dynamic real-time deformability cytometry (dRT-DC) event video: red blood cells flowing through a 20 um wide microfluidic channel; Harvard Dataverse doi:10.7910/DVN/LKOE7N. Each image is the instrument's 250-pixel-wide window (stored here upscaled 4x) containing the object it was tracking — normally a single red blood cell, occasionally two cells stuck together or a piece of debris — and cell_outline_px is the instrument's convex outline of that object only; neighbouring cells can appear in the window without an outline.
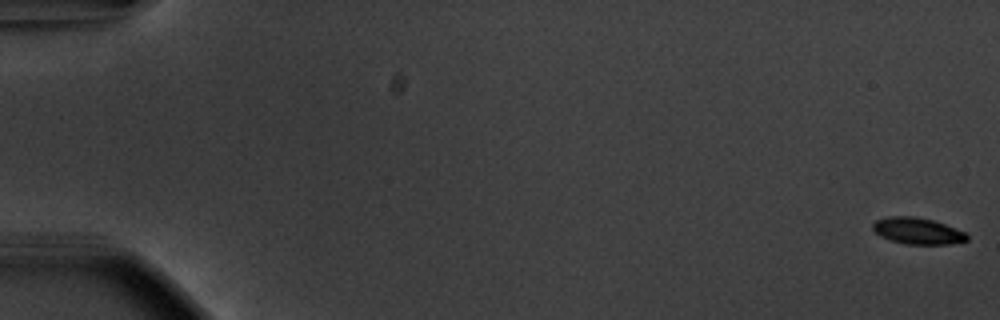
{"species": "common noctule bat (a hibernating species)", "species_latin": "Nyctalus noctula", "temperature_condition": "warm", "stored_images_in_passage": 56, "camera_frame_rate_fps": 3000, "um_per_image_px": 0.085, "animal": {"sex": "male", "body_mass_g": 20.1, "forearm_length_mm": 53.5}, "frame": {"image": 1, "passage_image": 1, "time_ms": 0.0, "image_size_px": [1000, 320], "cell_outline_px": [[968, 240], [948, 244], [904, 244], [888, 240], [880, 236], [872, 228], [872, 224], [876, 220], [888, 216], [912, 216], [932, 220], [944, 224], [964, 232], [968, 236]], "centroid_in_image_um": [77.94, 19.63], "position_along_channel_um": 7.1, "area_um2": 14.45}}
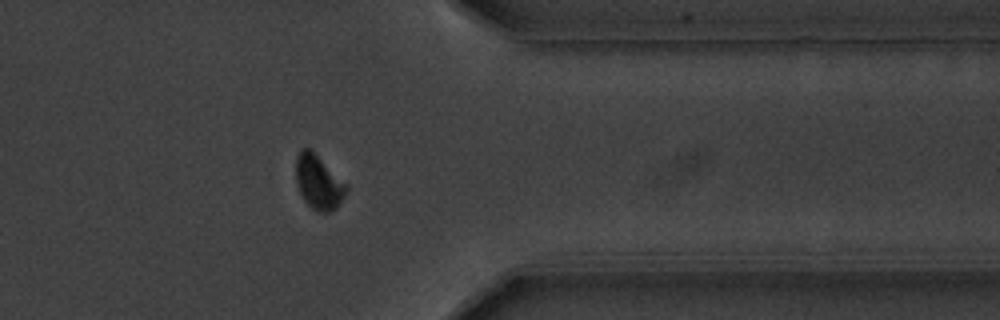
{"frame": {"image": 2, "passage_image": 46, "time_ms": 15.0, "image_size_px": [1000, 320], "cell_outline_px": [[348, 192], [336, 208], [328, 212], [316, 212], [304, 200], [296, 184], [296, 156], [300, 148], [308, 148], [348, 184]], "centroid_in_image_um": [27.09, 15.51], "position_along_channel_um": 384.3, "area_um2": 15.9}}
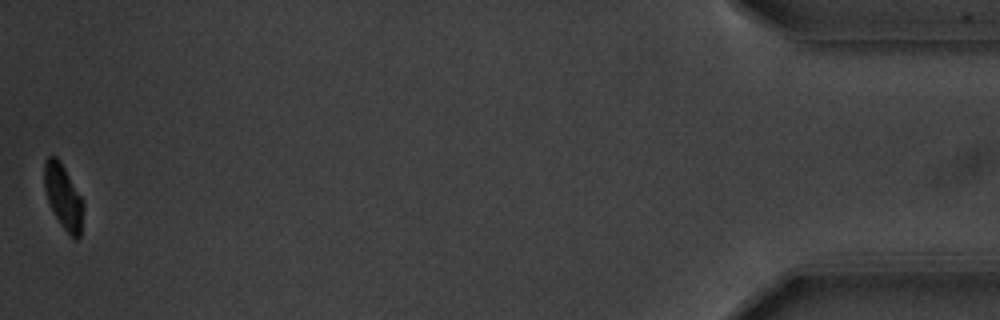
{"frame": {"image": 3, "passage_image": 56, "time_ms": 18.333, "image_size_px": [1000, 320], "cell_outline_px": [[84, 208], [80, 236], [76, 240], [60, 224], [48, 200], [44, 188], [44, 160], [48, 156], [56, 156], [60, 160], [84, 200]], "centroid_in_image_um": [5.4, 16.68], "position_along_channel_um": 429.8, "area_um2": 14.74}, "authors_computed_cell_mechanics": {"area_um2": 16.0684, "velocity_mm_per_s": 3.7099, "shape_relaxation_time_tau1_ms": 2.6892, "shape_relaxation_time_tau2_ms": null, "deformation_change_tau1": 0.1186, "deformation_change_tau2": null}}